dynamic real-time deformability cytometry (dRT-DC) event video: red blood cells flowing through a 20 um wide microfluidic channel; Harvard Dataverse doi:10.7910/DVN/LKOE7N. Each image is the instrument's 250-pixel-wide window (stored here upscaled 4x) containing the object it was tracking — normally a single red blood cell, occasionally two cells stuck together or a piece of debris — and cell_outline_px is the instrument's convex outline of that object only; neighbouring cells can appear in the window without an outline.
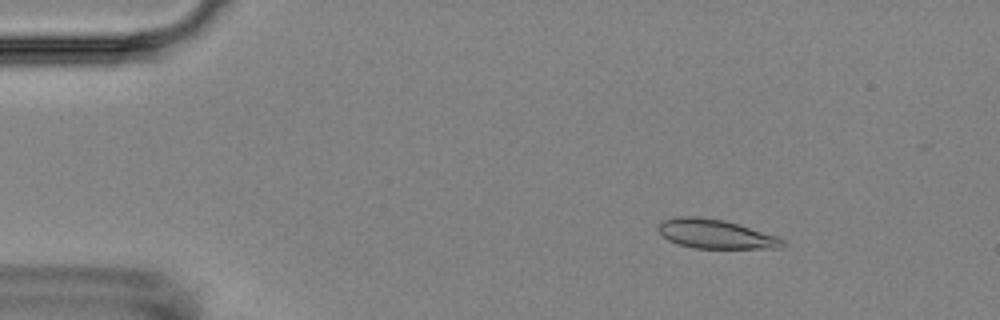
{"species": "Egyptian fruit bat (a non-hibernating species)", "species_latin": "Rousettus aegyptiacus", "temperature_condition": "room temperature", "stored_images_in_passage": 7, "camera_frame_rate_fps": 3000, "um_per_image_px": 0.085, "animal": {"sex": "female"}, "frame": {"image": 1, "passage_image": 3, "time_ms": 2.333, "image_size_px": [1000, 320], "cell_outline_px": [[788, 244], [784, 248], [692, 248], [676, 244], [668, 240], [656, 228], [660, 220], [676, 216], [696, 216], [724, 220], [776, 236], [784, 240]], "centroid_in_image_um": [60.79, 19.89], "position_along_channel_um": 24.2, "area_um2": 21.27}}
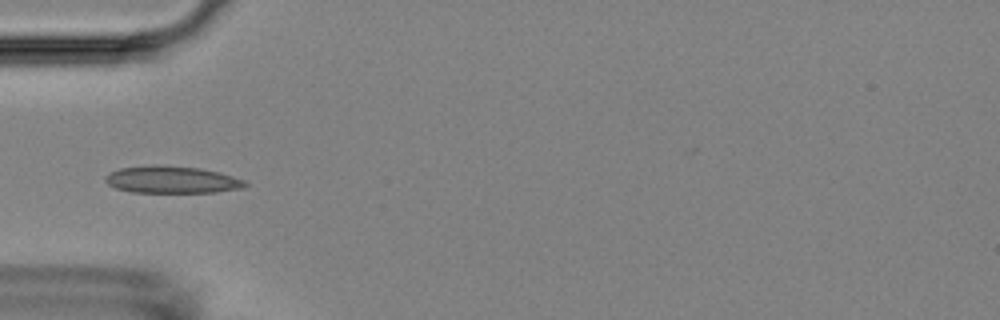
{"frame": {"image": 2, "passage_image": 6, "time_ms": 5.667, "image_size_px": [1000, 320], "cell_outline_px": [[248, 184], [244, 188], [216, 192], [132, 192], [116, 188], [108, 184], [104, 180], [112, 172], [120, 168], [152, 164], [164, 164], [200, 168], [220, 172], [244, 180]], "centroid_in_image_um": [14.64, 15.26], "position_along_channel_um": 70.4, "area_um2": 22.2}}
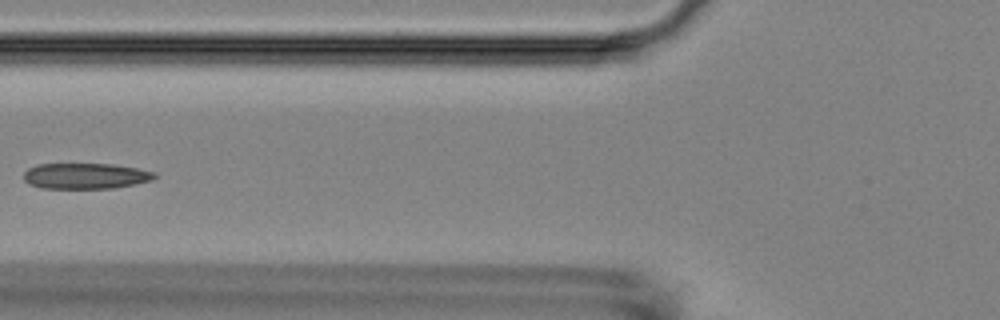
{"frame": {"image": 3, "passage_image": 7, "time_ms": 7.0, "image_size_px": [1000, 320], "cell_outline_px": [[160, 176], [152, 180], [112, 188], [40, 188], [28, 184], [24, 180], [24, 172], [28, 168], [36, 164], [112, 164], [136, 168], [156, 172]], "centroid_in_image_um": [7.26, 14.95], "position_along_channel_um": 118.5, "area_um2": 19.71}}